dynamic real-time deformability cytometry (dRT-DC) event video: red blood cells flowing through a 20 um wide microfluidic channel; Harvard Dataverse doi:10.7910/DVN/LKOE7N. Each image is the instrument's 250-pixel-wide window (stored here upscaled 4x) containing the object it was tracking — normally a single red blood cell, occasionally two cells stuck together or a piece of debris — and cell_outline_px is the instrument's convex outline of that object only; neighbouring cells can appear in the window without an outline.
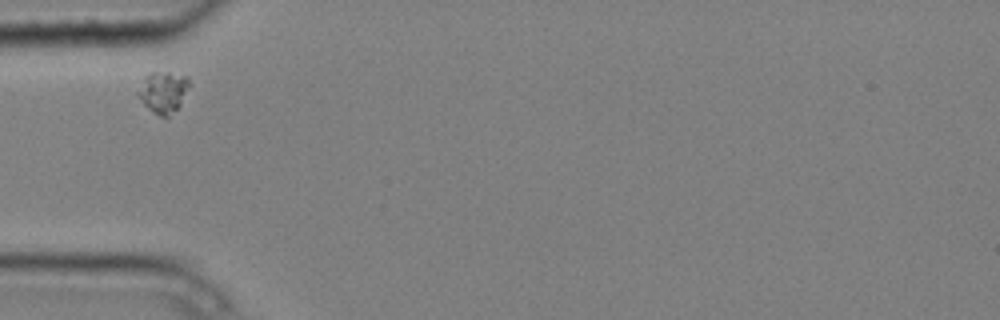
{"species": "common noctule bat (a hibernating species)", "species_latin": "Nyctalus noctula", "temperature_condition": "cold", "stored_images_in_passage": 3, "camera_frame_rate_fps": 3000, "um_per_image_px": 0.085, "animal": {"sex": "male", "body_mass_g": 20.4}, "frame": {"image": 1, "passage_image": 1, "time_ms": 0.0, "image_size_px": [1000, 320], "cell_outline_px": [[188, 84], [180, 104], [168, 116], [160, 116], [152, 112], [140, 100], [136, 92], [144, 76], [152, 72], [168, 72], [184, 76], [188, 80]], "centroid_in_image_um": [13.79, 7.81], "position_along_channel_um": 71.2, "area_um2": 11.96}}
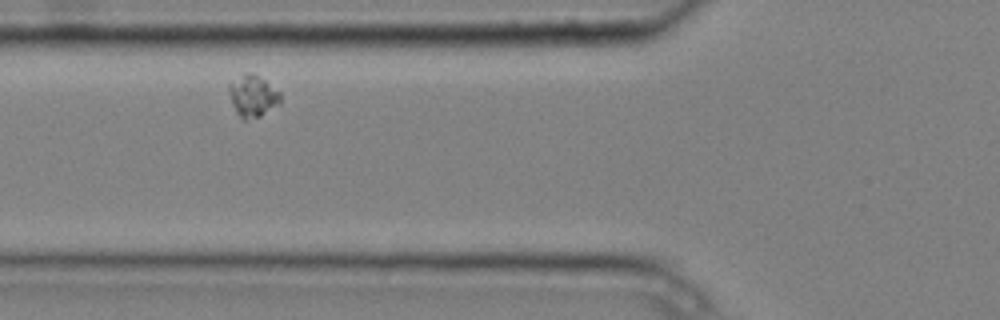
{"frame": {"image": 2, "passage_image": 2, "time_ms": 0.333, "image_size_px": [1000, 320], "cell_outline_px": [[280, 104], [260, 116], [244, 120], [236, 112], [232, 104], [228, 88], [228, 84], [248, 72], [252, 72], [264, 80], [280, 92]], "centroid_in_image_um": [21.49, 8.16], "position_along_channel_um": 104.3, "area_um2": 12.25}}
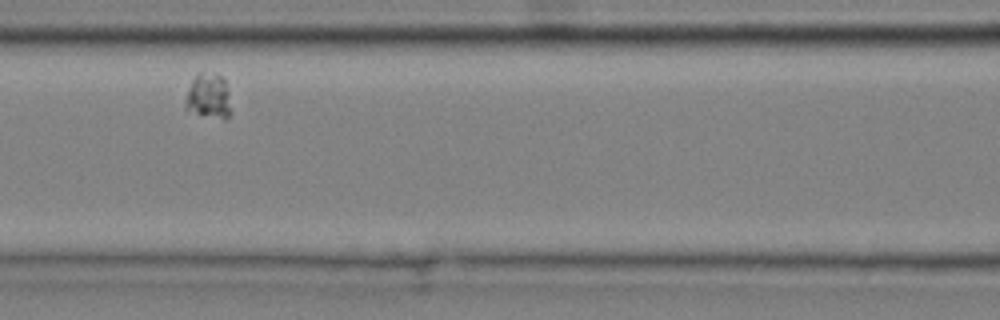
{"frame": {"image": 3, "passage_image": 3, "time_ms": 0.667, "image_size_px": [1000, 320], "cell_outline_px": [[232, 112], [224, 120], [196, 112], [184, 108], [184, 104], [188, 88], [196, 72], [216, 72], [224, 80], [228, 92]], "centroid_in_image_um": [17.73, 8.14], "position_along_channel_um": 148.9, "area_um2": 12.08}}